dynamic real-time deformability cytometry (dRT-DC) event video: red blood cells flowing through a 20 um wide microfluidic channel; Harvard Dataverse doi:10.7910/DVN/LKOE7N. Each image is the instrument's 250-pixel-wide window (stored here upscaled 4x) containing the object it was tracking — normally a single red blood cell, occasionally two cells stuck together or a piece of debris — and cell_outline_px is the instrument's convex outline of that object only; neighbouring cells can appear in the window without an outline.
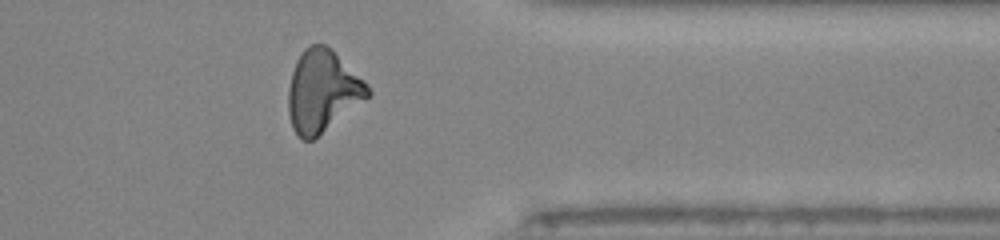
{"species": "human", "species_latin": "Homo sapiens", "temperature_condition": "room temperature", "stored_images_in_passage": 32, "camera_frame_rate_fps": 3000, "um_per_image_px": 0.085, "donor": {"sex": "male"}, "frame": {"image": 1, "passage_image": 28, "time_ms": 9.0, "image_size_px": [1000, 240], "cell_outline_px": [[372, 92], [368, 96], [312, 140], [300, 140], [292, 128], [288, 112], [288, 88], [292, 72], [296, 60], [304, 48], [308, 44], [324, 44], [332, 48], [368, 84]], "centroid_in_image_um": [27.38, 7.71], "position_along_channel_um": 384.0, "area_um2": 37.69}, "authors_computed_cell_mechanics": {"area_um2": 37.2232, "velocity_mm_per_s": 4.0286, "shape_relaxation_time_tau1_ms": 5.5844, "shape_relaxation_time_tau2_ms": 2.1279, "deformation_change_tau1": 0.2133, "deformation_change_tau2": 0.1172}}